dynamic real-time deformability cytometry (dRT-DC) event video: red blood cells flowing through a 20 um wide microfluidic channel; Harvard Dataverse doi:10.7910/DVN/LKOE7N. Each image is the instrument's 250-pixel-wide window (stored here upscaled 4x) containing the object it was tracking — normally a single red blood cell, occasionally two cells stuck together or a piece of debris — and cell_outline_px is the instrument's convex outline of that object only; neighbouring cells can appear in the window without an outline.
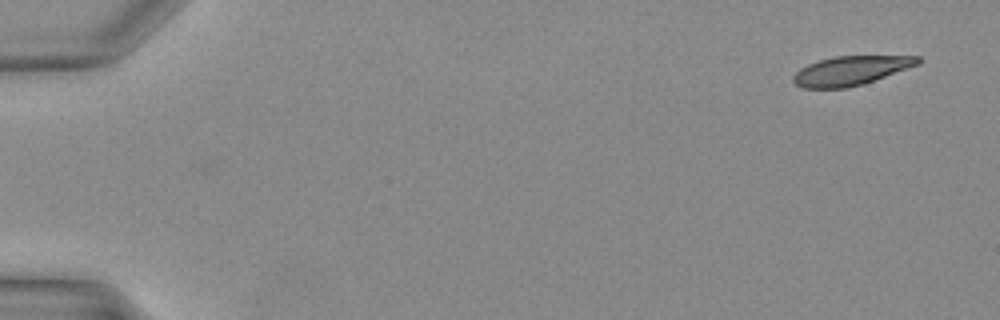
{"species": "Egyptian fruit bat (a non-hibernating species)", "species_latin": "Rousettus aegyptiacus", "temperature_condition": "warm", "stored_images_in_passage": 38, "camera_frame_rate_fps": 3000, "um_per_image_px": 0.085, "animal": {"sex": "female"}, "frame": {"image": 1, "passage_image": 1, "time_ms": 0.0, "image_size_px": [1000, 320], "cell_outline_px": [[920, 64], [864, 84], [848, 88], [804, 88], [796, 84], [792, 80], [792, 76], [800, 68], [808, 64], [820, 60], [836, 56], [920, 56]], "centroid_in_image_um": [72.32, 6.01], "position_along_channel_um": 12.7, "area_um2": 21.15}}
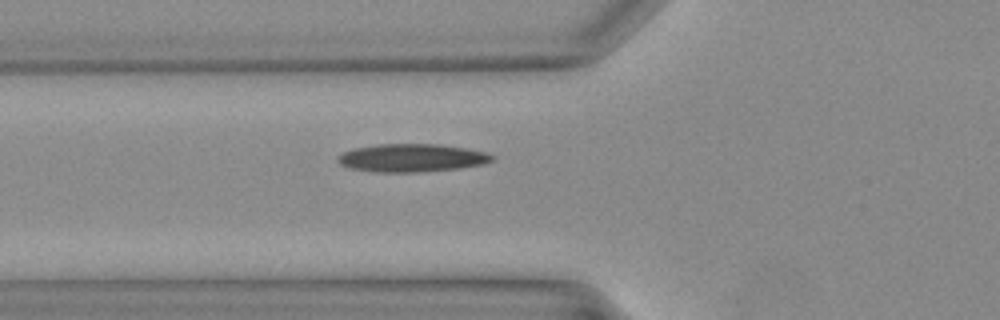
{"frame": {"image": 2, "passage_image": 14, "time_ms": 4.333, "image_size_px": [1000, 320], "cell_outline_px": [[496, 156], [492, 160], [480, 164], [460, 168], [420, 172], [376, 172], [348, 168], [340, 164], [336, 160], [344, 152], [352, 148], [376, 144], [440, 144], [464, 148], [484, 152]], "centroid_in_image_um": [34.95, 13.42], "position_along_channel_um": 90.8, "area_um2": 25.14}}
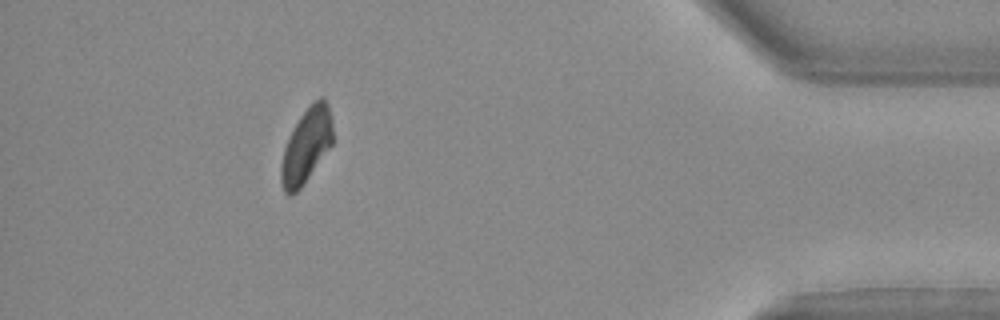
{"frame": {"image": 3, "passage_image": 35, "time_ms": 11.333, "image_size_px": [1000, 320], "cell_outline_px": [[332, 144], [300, 188], [292, 196], [288, 196], [284, 192], [280, 184], [280, 168], [284, 148], [300, 116], [320, 96], [324, 96], [328, 104], [332, 120]], "centroid_in_image_um": [26.03, 12.41], "position_along_channel_um": 409.2, "area_um2": 22.14}}